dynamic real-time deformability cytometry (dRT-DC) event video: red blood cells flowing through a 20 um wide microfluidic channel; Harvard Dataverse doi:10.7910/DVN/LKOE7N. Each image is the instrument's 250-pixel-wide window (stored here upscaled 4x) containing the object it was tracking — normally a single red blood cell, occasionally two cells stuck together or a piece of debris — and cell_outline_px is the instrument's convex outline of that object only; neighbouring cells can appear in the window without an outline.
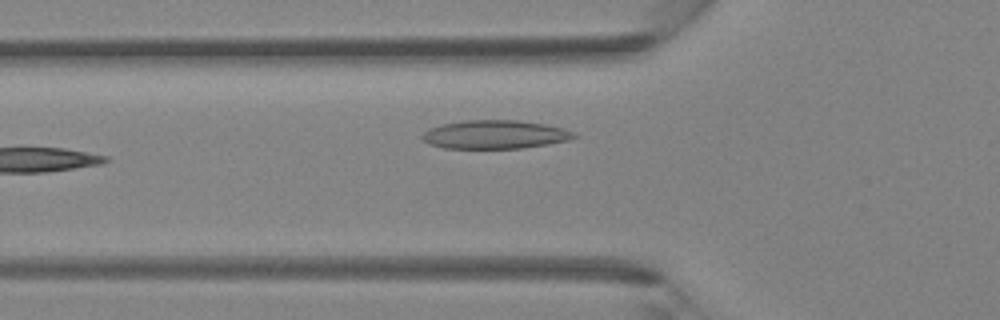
{"species": "Egyptian fruit bat (a non-hibernating species)", "species_latin": "Rousettus aegyptiacus", "temperature_condition": "room temperature", "stored_images_in_passage": 30, "camera_frame_rate_fps": 3000, "um_per_image_px": 0.085, "animal": {"sex": "female"}, "frame": {"image": 1, "passage_image": 3, "time_ms": 0.667, "image_size_px": [1000, 320], "cell_outline_px": [[580, 136], [568, 140], [520, 148], [444, 148], [428, 144], [420, 136], [428, 128], [440, 124], [464, 120], [516, 120], [544, 124], [560, 128], [572, 132]], "centroid_in_image_um": [41.99, 11.43], "position_along_channel_um": 83.8, "area_um2": 25.09}}
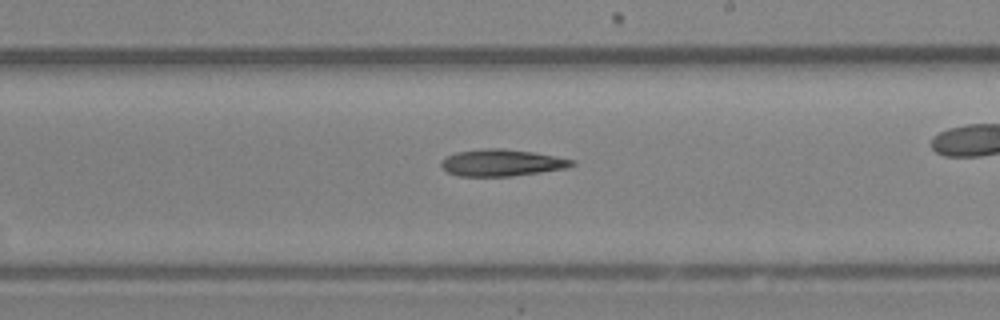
{"frame": {"image": 2, "passage_image": 11, "time_ms": 3.333, "image_size_px": [1000, 320], "cell_outline_px": [[576, 164], [568, 168], [512, 176], [460, 176], [448, 172], [440, 164], [440, 160], [456, 152], [484, 148], [500, 148], [532, 152], [556, 156], [576, 160]], "centroid_in_image_um": [42.68, 13.83], "position_along_channel_um": 246.3, "area_um2": 20.4}}
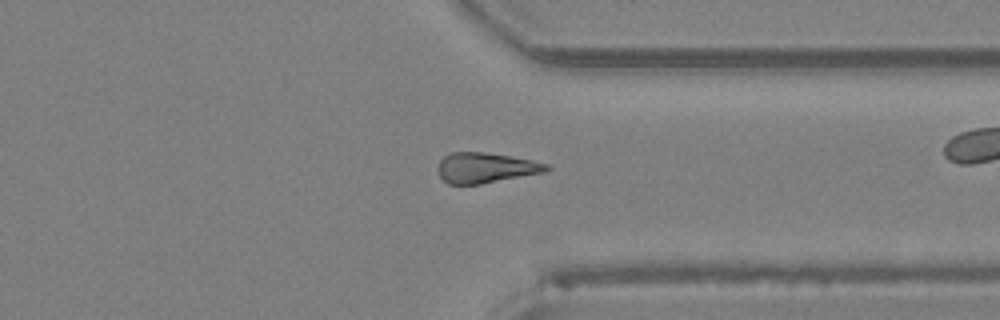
{"frame": {"image": 3, "passage_image": 19, "time_ms": 6.0, "image_size_px": [1000, 320], "cell_outline_px": [[552, 168], [544, 172], [480, 184], [448, 184], [440, 176], [436, 168], [440, 160], [448, 152], [484, 152], [532, 160], [548, 164]], "centroid_in_image_um": [41.25, 14.25], "position_along_channel_um": 370.2, "area_um2": 19.13}}